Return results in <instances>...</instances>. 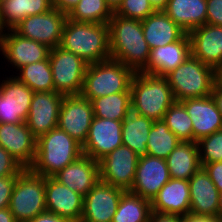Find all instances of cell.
<instances>
[{"instance_id": "1", "label": "cell", "mask_w": 222, "mask_h": 222, "mask_svg": "<svg viewBox=\"0 0 222 222\" xmlns=\"http://www.w3.org/2000/svg\"><path fill=\"white\" fill-rule=\"evenodd\" d=\"M108 26L111 58L122 62L134 72H140L150 56L141 21L113 13Z\"/></svg>"}, {"instance_id": "2", "label": "cell", "mask_w": 222, "mask_h": 222, "mask_svg": "<svg viewBox=\"0 0 222 222\" xmlns=\"http://www.w3.org/2000/svg\"><path fill=\"white\" fill-rule=\"evenodd\" d=\"M59 46L79 56L88 65L108 60L111 58L109 26L67 19Z\"/></svg>"}, {"instance_id": "3", "label": "cell", "mask_w": 222, "mask_h": 222, "mask_svg": "<svg viewBox=\"0 0 222 222\" xmlns=\"http://www.w3.org/2000/svg\"><path fill=\"white\" fill-rule=\"evenodd\" d=\"M83 155L82 145L56 127L37 138L36 156L29 168L43 177H53Z\"/></svg>"}, {"instance_id": "4", "label": "cell", "mask_w": 222, "mask_h": 222, "mask_svg": "<svg viewBox=\"0 0 222 222\" xmlns=\"http://www.w3.org/2000/svg\"><path fill=\"white\" fill-rule=\"evenodd\" d=\"M131 103L142 116L153 121L163 120L164 114L175 102L166 77L135 72L130 84Z\"/></svg>"}, {"instance_id": "5", "label": "cell", "mask_w": 222, "mask_h": 222, "mask_svg": "<svg viewBox=\"0 0 222 222\" xmlns=\"http://www.w3.org/2000/svg\"><path fill=\"white\" fill-rule=\"evenodd\" d=\"M135 72L122 62L112 58L89 64L85 71L80 95L90 101L98 97L130 92Z\"/></svg>"}, {"instance_id": "6", "label": "cell", "mask_w": 222, "mask_h": 222, "mask_svg": "<svg viewBox=\"0 0 222 222\" xmlns=\"http://www.w3.org/2000/svg\"><path fill=\"white\" fill-rule=\"evenodd\" d=\"M175 101L211 95L217 79L216 70L190 55L166 76Z\"/></svg>"}, {"instance_id": "7", "label": "cell", "mask_w": 222, "mask_h": 222, "mask_svg": "<svg viewBox=\"0 0 222 222\" xmlns=\"http://www.w3.org/2000/svg\"><path fill=\"white\" fill-rule=\"evenodd\" d=\"M9 209L17 222H27L44 213L45 177L24 169L15 181Z\"/></svg>"}, {"instance_id": "8", "label": "cell", "mask_w": 222, "mask_h": 222, "mask_svg": "<svg viewBox=\"0 0 222 222\" xmlns=\"http://www.w3.org/2000/svg\"><path fill=\"white\" fill-rule=\"evenodd\" d=\"M49 63L54 91L64 96L80 95L88 64L60 46L51 49Z\"/></svg>"}, {"instance_id": "9", "label": "cell", "mask_w": 222, "mask_h": 222, "mask_svg": "<svg viewBox=\"0 0 222 222\" xmlns=\"http://www.w3.org/2000/svg\"><path fill=\"white\" fill-rule=\"evenodd\" d=\"M67 19L68 13L53 7L43 14L27 16L14 30L22 37L53 49L60 45Z\"/></svg>"}, {"instance_id": "10", "label": "cell", "mask_w": 222, "mask_h": 222, "mask_svg": "<svg viewBox=\"0 0 222 222\" xmlns=\"http://www.w3.org/2000/svg\"><path fill=\"white\" fill-rule=\"evenodd\" d=\"M94 118L90 100L81 95L64 96L59 111L58 127L83 145Z\"/></svg>"}, {"instance_id": "11", "label": "cell", "mask_w": 222, "mask_h": 222, "mask_svg": "<svg viewBox=\"0 0 222 222\" xmlns=\"http://www.w3.org/2000/svg\"><path fill=\"white\" fill-rule=\"evenodd\" d=\"M138 160L139 156L122 144L98 161L100 180L126 191L129 190L135 178Z\"/></svg>"}, {"instance_id": "12", "label": "cell", "mask_w": 222, "mask_h": 222, "mask_svg": "<svg viewBox=\"0 0 222 222\" xmlns=\"http://www.w3.org/2000/svg\"><path fill=\"white\" fill-rule=\"evenodd\" d=\"M33 91L15 76L0 83V123L25 122Z\"/></svg>"}, {"instance_id": "13", "label": "cell", "mask_w": 222, "mask_h": 222, "mask_svg": "<svg viewBox=\"0 0 222 222\" xmlns=\"http://www.w3.org/2000/svg\"><path fill=\"white\" fill-rule=\"evenodd\" d=\"M125 191L99 180L84 197L81 219L86 222H112Z\"/></svg>"}, {"instance_id": "14", "label": "cell", "mask_w": 222, "mask_h": 222, "mask_svg": "<svg viewBox=\"0 0 222 222\" xmlns=\"http://www.w3.org/2000/svg\"><path fill=\"white\" fill-rule=\"evenodd\" d=\"M122 122L94 117L87 139L82 145L84 155L100 161L123 144Z\"/></svg>"}, {"instance_id": "15", "label": "cell", "mask_w": 222, "mask_h": 222, "mask_svg": "<svg viewBox=\"0 0 222 222\" xmlns=\"http://www.w3.org/2000/svg\"><path fill=\"white\" fill-rule=\"evenodd\" d=\"M63 98L64 95L56 91L33 93L25 123L36 138L58 127Z\"/></svg>"}, {"instance_id": "16", "label": "cell", "mask_w": 222, "mask_h": 222, "mask_svg": "<svg viewBox=\"0 0 222 222\" xmlns=\"http://www.w3.org/2000/svg\"><path fill=\"white\" fill-rule=\"evenodd\" d=\"M169 180L166 159L146 154L139 156L135 178L128 191L152 201Z\"/></svg>"}, {"instance_id": "17", "label": "cell", "mask_w": 222, "mask_h": 222, "mask_svg": "<svg viewBox=\"0 0 222 222\" xmlns=\"http://www.w3.org/2000/svg\"><path fill=\"white\" fill-rule=\"evenodd\" d=\"M37 138L25 122L0 123V146L24 168L29 169L36 156Z\"/></svg>"}, {"instance_id": "18", "label": "cell", "mask_w": 222, "mask_h": 222, "mask_svg": "<svg viewBox=\"0 0 222 222\" xmlns=\"http://www.w3.org/2000/svg\"><path fill=\"white\" fill-rule=\"evenodd\" d=\"M50 51L48 46L22 37L14 29L3 32L1 55L17 70L27 64L48 59Z\"/></svg>"}, {"instance_id": "19", "label": "cell", "mask_w": 222, "mask_h": 222, "mask_svg": "<svg viewBox=\"0 0 222 222\" xmlns=\"http://www.w3.org/2000/svg\"><path fill=\"white\" fill-rule=\"evenodd\" d=\"M190 193V214L196 216L220 217V192L203 167L188 180Z\"/></svg>"}, {"instance_id": "20", "label": "cell", "mask_w": 222, "mask_h": 222, "mask_svg": "<svg viewBox=\"0 0 222 222\" xmlns=\"http://www.w3.org/2000/svg\"><path fill=\"white\" fill-rule=\"evenodd\" d=\"M192 120L193 142L222 130V115L211 95L180 102Z\"/></svg>"}, {"instance_id": "21", "label": "cell", "mask_w": 222, "mask_h": 222, "mask_svg": "<svg viewBox=\"0 0 222 222\" xmlns=\"http://www.w3.org/2000/svg\"><path fill=\"white\" fill-rule=\"evenodd\" d=\"M45 199L47 212L68 220L81 219L84 197L54 177H45Z\"/></svg>"}, {"instance_id": "22", "label": "cell", "mask_w": 222, "mask_h": 222, "mask_svg": "<svg viewBox=\"0 0 222 222\" xmlns=\"http://www.w3.org/2000/svg\"><path fill=\"white\" fill-rule=\"evenodd\" d=\"M188 35L191 55L217 70L222 65V26L206 23Z\"/></svg>"}, {"instance_id": "23", "label": "cell", "mask_w": 222, "mask_h": 222, "mask_svg": "<svg viewBox=\"0 0 222 222\" xmlns=\"http://www.w3.org/2000/svg\"><path fill=\"white\" fill-rule=\"evenodd\" d=\"M53 177L69 189L85 197L100 180L99 163L83 154Z\"/></svg>"}, {"instance_id": "24", "label": "cell", "mask_w": 222, "mask_h": 222, "mask_svg": "<svg viewBox=\"0 0 222 222\" xmlns=\"http://www.w3.org/2000/svg\"><path fill=\"white\" fill-rule=\"evenodd\" d=\"M190 55V38L186 33L178 41L150 50L147 65L140 72L165 77Z\"/></svg>"}, {"instance_id": "25", "label": "cell", "mask_w": 222, "mask_h": 222, "mask_svg": "<svg viewBox=\"0 0 222 222\" xmlns=\"http://www.w3.org/2000/svg\"><path fill=\"white\" fill-rule=\"evenodd\" d=\"M151 211L180 217L190 214L189 181L170 178L152 199Z\"/></svg>"}, {"instance_id": "26", "label": "cell", "mask_w": 222, "mask_h": 222, "mask_svg": "<svg viewBox=\"0 0 222 222\" xmlns=\"http://www.w3.org/2000/svg\"><path fill=\"white\" fill-rule=\"evenodd\" d=\"M141 23L150 50L178 41L186 34L163 10L155 11Z\"/></svg>"}, {"instance_id": "27", "label": "cell", "mask_w": 222, "mask_h": 222, "mask_svg": "<svg viewBox=\"0 0 222 222\" xmlns=\"http://www.w3.org/2000/svg\"><path fill=\"white\" fill-rule=\"evenodd\" d=\"M153 120L142 116L140 111L132 103L125 111L122 122V142L138 156L146 155L147 141Z\"/></svg>"}, {"instance_id": "28", "label": "cell", "mask_w": 222, "mask_h": 222, "mask_svg": "<svg viewBox=\"0 0 222 222\" xmlns=\"http://www.w3.org/2000/svg\"><path fill=\"white\" fill-rule=\"evenodd\" d=\"M163 11L186 33L207 23V0H168Z\"/></svg>"}, {"instance_id": "29", "label": "cell", "mask_w": 222, "mask_h": 222, "mask_svg": "<svg viewBox=\"0 0 222 222\" xmlns=\"http://www.w3.org/2000/svg\"><path fill=\"white\" fill-rule=\"evenodd\" d=\"M166 162L170 178L189 180L201 167L198 143L180 141Z\"/></svg>"}, {"instance_id": "30", "label": "cell", "mask_w": 222, "mask_h": 222, "mask_svg": "<svg viewBox=\"0 0 222 222\" xmlns=\"http://www.w3.org/2000/svg\"><path fill=\"white\" fill-rule=\"evenodd\" d=\"M53 8L51 0H0V20L5 30L14 29L24 18Z\"/></svg>"}, {"instance_id": "31", "label": "cell", "mask_w": 222, "mask_h": 222, "mask_svg": "<svg viewBox=\"0 0 222 222\" xmlns=\"http://www.w3.org/2000/svg\"><path fill=\"white\" fill-rule=\"evenodd\" d=\"M151 212L150 200L127 190L122 194L112 222H148Z\"/></svg>"}, {"instance_id": "32", "label": "cell", "mask_w": 222, "mask_h": 222, "mask_svg": "<svg viewBox=\"0 0 222 222\" xmlns=\"http://www.w3.org/2000/svg\"><path fill=\"white\" fill-rule=\"evenodd\" d=\"M19 81L26 84L33 92L54 91V83L49 58L27 64L16 70Z\"/></svg>"}, {"instance_id": "33", "label": "cell", "mask_w": 222, "mask_h": 222, "mask_svg": "<svg viewBox=\"0 0 222 222\" xmlns=\"http://www.w3.org/2000/svg\"><path fill=\"white\" fill-rule=\"evenodd\" d=\"M180 143L163 120L153 121L147 141L148 155L166 159Z\"/></svg>"}, {"instance_id": "34", "label": "cell", "mask_w": 222, "mask_h": 222, "mask_svg": "<svg viewBox=\"0 0 222 222\" xmlns=\"http://www.w3.org/2000/svg\"><path fill=\"white\" fill-rule=\"evenodd\" d=\"M94 117L123 121L125 111L131 104V92H119L98 97L91 101Z\"/></svg>"}, {"instance_id": "35", "label": "cell", "mask_w": 222, "mask_h": 222, "mask_svg": "<svg viewBox=\"0 0 222 222\" xmlns=\"http://www.w3.org/2000/svg\"><path fill=\"white\" fill-rule=\"evenodd\" d=\"M113 13L105 0H80L68 13V19L75 22L108 24Z\"/></svg>"}, {"instance_id": "36", "label": "cell", "mask_w": 222, "mask_h": 222, "mask_svg": "<svg viewBox=\"0 0 222 222\" xmlns=\"http://www.w3.org/2000/svg\"><path fill=\"white\" fill-rule=\"evenodd\" d=\"M163 121L180 141L193 142L192 120L180 102L175 101L169 107Z\"/></svg>"}, {"instance_id": "37", "label": "cell", "mask_w": 222, "mask_h": 222, "mask_svg": "<svg viewBox=\"0 0 222 222\" xmlns=\"http://www.w3.org/2000/svg\"><path fill=\"white\" fill-rule=\"evenodd\" d=\"M197 143L200 164L222 161V130L201 138Z\"/></svg>"}, {"instance_id": "38", "label": "cell", "mask_w": 222, "mask_h": 222, "mask_svg": "<svg viewBox=\"0 0 222 222\" xmlns=\"http://www.w3.org/2000/svg\"><path fill=\"white\" fill-rule=\"evenodd\" d=\"M155 11L149 0H122L114 13L124 18L142 21Z\"/></svg>"}, {"instance_id": "39", "label": "cell", "mask_w": 222, "mask_h": 222, "mask_svg": "<svg viewBox=\"0 0 222 222\" xmlns=\"http://www.w3.org/2000/svg\"><path fill=\"white\" fill-rule=\"evenodd\" d=\"M24 168L0 146V177L18 176Z\"/></svg>"}, {"instance_id": "40", "label": "cell", "mask_w": 222, "mask_h": 222, "mask_svg": "<svg viewBox=\"0 0 222 222\" xmlns=\"http://www.w3.org/2000/svg\"><path fill=\"white\" fill-rule=\"evenodd\" d=\"M17 176L0 177V210L9 207Z\"/></svg>"}, {"instance_id": "41", "label": "cell", "mask_w": 222, "mask_h": 222, "mask_svg": "<svg viewBox=\"0 0 222 222\" xmlns=\"http://www.w3.org/2000/svg\"><path fill=\"white\" fill-rule=\"evenodd\" d=\"M207 24L222 26V0H207Z\"/></svg>"}, {"instance_id": "42", "label": "cell", "mask_w": 222, "mask_h": 222, "mask_svg": "<svg viewBox=\"0 0 222 222\" xmlns=\"http://www.w3.org/2000/svg\"><path fill=\"white\" fill-rule=\"evenodd\" d=\"M201 167L204 168L220 194H222V161L201 164Z\"/></svg>"}, {"instance_id": "43", "label": "cell", "mask_w": 222, "mask_h": 222, "mask_svg": "<svg viewBox=\"0 0 222 222\" xmlns=\"http://www.w3.org/2000/svg\"><path fill=\"white\" fill-rule=\"evenodd\" d=\"M70 220L60 217L54 213L45 211L37 215L34 219H31L27 222H69Z\"/></svg>"}, {"instance_id": "44", "label": "cell", "mask_w": 222, "mask_h": 222, "mask_svg": "<svg viewBox=\"0 0 222 222\" xmlns=\"http://www.w3.org/2000/svg\"><path fill=\"white\" fill-rule=\"evenodd\" d=\"M148 222H181V217L152 211Z\"/></svg>"}, {"instance_id": "45", "label": "cell", "mask_w": 222, "mask_h": 222, "mask_svg": "<svg viewBox=\"0 0 222 222\" xmlns=\"http://www.w3.org/2000/svg\"><path fill=\"white\" fill-rule=\"evenodd\" d=\"M79 1L80 0H51L53 7L65 13H69Z\"/></svg>"}, {"instance_id": "46", "label": "cell", "mask_w": 222, "mask_h": 222, "mask_svg": "<svg viewBox=\"0 0 222 222\" xmlns=\"http://www.w3.org/2000/svg\"><path fill=\"white\" fill-rule=\"evenodd\" d=\"M211 96L216 103L217 109L222 115V83L219 82L217 79L214 83Z\"/></svg>"}, {"instance_id": "47", "label": "cell", "mask_w": 222, "mask_h": 222, "mask_svg": "<svg viewBox=\"0 0 222 222\" xmlns=\"http://www.w3.org/2000/svg\"><path fill=\"white\" fill-rule=\"evenodd\" d=\"M181 222H221L220 217L196 216L187 214L181 217Z\"/></svg>"}, {"instance_id": "48", "label": "cell", "mask_w": 222, "mask_h": 222, "mask_svg": "<svg viewBox=\"0 0 222 222\" xmlns=\"http://www.w3.org/2000/svg\"><path fill=\"white\" fill-rule=\"evenodd\" d=\"M0 222H17L9 207L0 210Z\"/></svg>"}, {"instance_id": "49", "label": "cell", "mask_w": 222, "mask_h": 222, "mask_svg": "<svg viewBox=\"0 0 222 222\" xmlns=\"http://www.w3.org/2000/svg\"><path fill=\"white\" fill-rule=\"evenodd\" d=\"M156 11L164 10L167 6L168 0H149Z\"/></svg>"}, {"instance_id": "50", "label": "cell", "mask_w": 222, "mask_h": 222, "mask_svg": "<svg viewBox=\"0 0 222 222\" xmlns=\"http://www.w3.org/2000/svg\"><path fill=\"white\" fill-rule=\"evenodd\" d=\"M105 1L113 12L119 7V5L122 2V0H105Z\"/></svg>"}, {"instance_id": "51", "label": "cell", "mask_w": 222, "mask_h": 222, "mask_svg": "<svg viewBox=\"0 0 222 222\" xmlns=\"http://www.w3.org/2000/svg\"><path fill=\"white\" fill-rule=\"evenodd\" d=\"M217 80L222 83V65L216 70Z\"/></svg>"}, {"instance_id": "52", "label": "cell", "mask_w": 222, "mask_h": 222, "mask_svg": "<svg viewBox=\"0 0 222 222\" xmlns=\"http://www.w3.org/2000/svg\"><path fill=\"white\" fill-rule=\"evenodd\" d=\"M5 31V29L3 28L2 24H1V20H0V51L2 48V37H3V32Z\"/></svg>"}, {"instance_id": "53", "label": "cell", "mask_w": 222, "mask_h": 222, "mask_svg": "<svg viewBox=\"0 0 222 222\" xmlns=\"http://www.w3.org/2000/svg\"><path fill=\"white\" fill-rule=\"evenodd\" d=\"M220 204H221V215H220V221L222 222V194H220Z\"/></svg>"}, {"instance_id": "54", "label": "cell", "mask_w": 222, "mask_h": 222, "mask_svg": "<svg viewBox=\"0 0 222 222\" xmlns=\"http://www.w3.org/2000/svg\"><path fill=\"white\" fill-rule=\"evenodd\" d=\"M69 222H86V221H84L82 219H78V220H70Z\"/></svg>"}]
</instances>
